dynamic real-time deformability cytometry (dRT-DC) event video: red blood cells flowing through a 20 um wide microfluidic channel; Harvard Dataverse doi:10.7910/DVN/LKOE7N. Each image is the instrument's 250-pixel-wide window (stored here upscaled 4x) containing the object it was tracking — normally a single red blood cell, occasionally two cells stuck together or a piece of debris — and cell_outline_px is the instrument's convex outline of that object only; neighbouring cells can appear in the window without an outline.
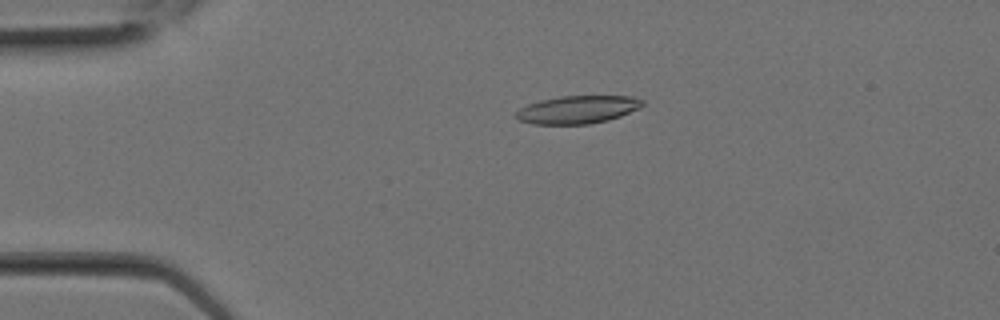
{"species": "Egyptian fruit bat (a non-hibernating species)", "species_latin": "Rousettus aegyptiacus", "temperature_condition": "room temperature", "stored_images_in_passage": 8, "camera_frame_rate_fps": 3000, "um_per_image_px": 0.085, "animal": {"sex": "female"}, "frame": {"image": 1, "passage_image": 6, "time_ms": 1.667, "image_size_px": [1000, 320], "cell_outline_px": [[644, 104], [640, 108], [620, 116], [608, 120], [588, 124], [532, 124], [520, 120], [516, 116], [516, 112], [520, 108], [528, 104], [540, 100], [560, 96], [636, 96], [644, 100]], "centroid_in_image_um": [49.13, 9.31], "position_along_channel_um": 35.9, "area_um2": 20.58}}